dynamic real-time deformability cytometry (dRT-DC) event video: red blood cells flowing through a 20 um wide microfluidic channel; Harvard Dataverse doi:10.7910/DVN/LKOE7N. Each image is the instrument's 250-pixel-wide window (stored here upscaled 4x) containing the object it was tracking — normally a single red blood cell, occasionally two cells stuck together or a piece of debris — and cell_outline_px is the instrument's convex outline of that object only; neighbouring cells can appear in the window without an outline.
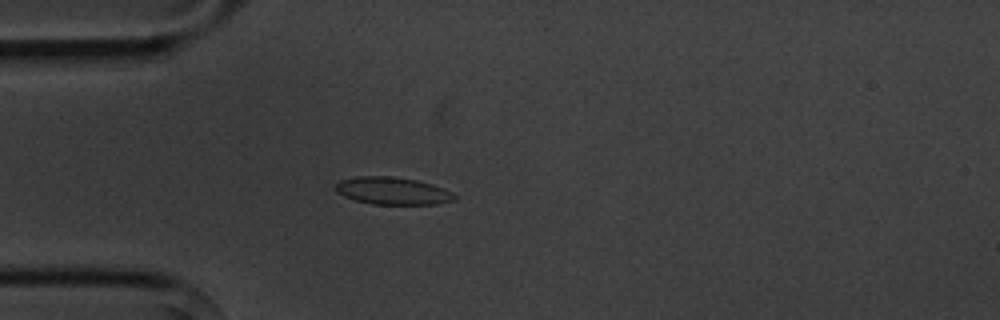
{"species": "common noctule bat (a hibernating species)", "species_latin": "Nyctalus noctula", "temperature_condition": "cold", "stored_images_in_passage": 5, "camera_frame_rate_fps": 3000, "um_per_image_px": 0.085, "animal": {"sex": "male", "body_mass_g": 20.1, "forearm_length_mm": 53.5}, "frame": {"image": 1, "passage_image": 5, "time_ms": 4.667, "image_size_px": [1000, 320], "cell_outline_px": [[456, 200], [436, 204], [372, 204], [356, 200], [344, 196], [336, 192], [336, 184], [340, 180], [356, 176], [392, 176], [416, 180], [432, 184], [444, 188], [452, 192], [456, 196]], "centroid_in_image_um": [33.38, 16.22], "position_along_channel_um": 51.6, "area_um2": 19.02}}